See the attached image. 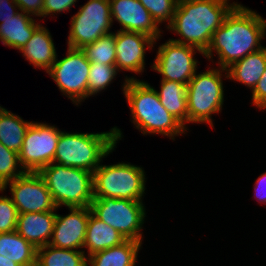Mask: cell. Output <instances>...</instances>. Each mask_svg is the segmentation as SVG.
I'll return each mask as SVG.
<instances>
[{"label": "cell", "mask_w": 266, "mask_h": 266, "mask_svg": "<svg viewBox=\"0 0 266 266\" xmlns=\"http://www.w3.org/2000/svg\"><path fill=\"white\" fill-rule=\"evenodd\" d=\"M265 38L266 18L238 2L213 33L203 57L209 64L212 62L214 65L215 62L218 67L226 69L248 54L264 48L262 41ZM214 56L217 61H214Z\"/></svg>", "instance_id": "6da1fadb"}, {"label": "cell", "mask_w": 266, "mask_h": 266, "mask_svg": "<svg viewBox=\"0 0 266 266\" xmlns=\"http://www.w3.org/2000/svg\"><path fill=\"white\" fill-rule=\"evenodd\" d=\"M124 76L121 88L129 105L130 121L144 136L162 135L176 141L189 132L161 104L155 87L135 76Z\"/></svg>", "instance_id": "7a4b0ae2"}, {"label": "cell", "mask_w": 266, "mask_h": 266, "mask_svg": "<svg viewBox=\"0 0 266 266\" xmlns=\"http://www.w3.org/2000/svg\"><path fill=\"white\" fill-rule=\"evenodd\" d=\"M232 1V0H231ZM230 0H178L172 23L166 28L180 36L171 40L191 45L203 53L212 35L238 2Z\"/></svg>", "instance_id": "3957f363"}, {"label": "cell", "mask_w": 266, "mask_h": 266, "mask_svg": "<svg viewBox=\"0 0 266 266\" xmlns=\"http://www.w3.org/2000/svg\"><path fill=\"white\" fill-rule=\"evenodd\" d=\"M124 137L117 126L104 132H66L62 130L53 162L94 172L115 151Z\"/></svg>", "instance_id": "277c9868"}, {"label": "cell", "mask_w": 266, "mask_h": 266, "mask_svg": "<svg viewBox=\"0 0 266 266\" xmlns=\"http://www.w3.org/2000/svg\"><path fill=\"white\" fill-rule=\"evenodd\" d=\"M210 66L208 65V70L203 72L196 71L187 84L188 125L208 124L214 129L212 115L220 114L223 110L225 101L223 80L224 78L228 80V75L226 69Z\"/></svg>", "instance_id": "5b68a950"}, {"label": "cell", "mask_w": 266, "mask_h": 266, "mask_svg": "<svg viewBox=\"0 0 266 266\" xmlns=\"http://www.w3.org/2000/svg\"><path fill=\"white\" fill-rule=\"evenodd\" d=\"M54 204L61 207H90L93 196V173L58 163H51L38 171Z\"/></svg>", "instance_id": "8992f818"}, {"label": "cell", "mask_w": 266, "mask_h": 266, "mask_svg": "<svg viewBox=\"0 0 266 266\" xmlns=\"http://www.w3.org/2000/svg\"><path fill=\"white\" fill-rule=\"evenodd\" d=\"M144 167L130 162L100 164L93 172L94 198L144 201L147 178Z\"/></svg>", "instance_id": "52a82bcc"}, {"label": "cell", "mask_w": 266, "mask_h": 266, "mask_svg": "<svg viewBox=\"0 0 266 266\" xmlns=\"http://www.w3.org/2000/svg\"><path fill=\"white\" fill-rule=\"evenodd\" d=\"M145 205L143 201L94 198L90 208L98 219L116 229L126 240L144 243Z\"/></svg>", "instance_id": "ba28073f"}, {"label": "cell", "mask_w": 266, "mask_h": 266, "mask_svg": "<svg viewBox=\"0 0 266 266\" xmlns=\"http://www.w3.org/2000/svg\"><path fill=\"white\" fill-rule=\"evenodd\" d=\"M58 56L46 73L56 83L61 94L79 107L82 102L88 100V75L91 63L82 49L68 46L66 55L61 59Z\"/></svg>", "instance_id": "9c48e42d"}, {"label": "cell", "mask_w": 266, "mask_h": 266, "mask_svg": "<svg viewBox=\"0 0 266 266\" xmlns=\"http://www.w3.org/2000/svg\"><path fill=\"white\" fill-rule=\"evenodd\" d=\"M67 46L82 49L112 31L109 0H88L70 18Z\"/></svg>", "instance_id": "30bf717a"}, {"label": "cell", "mask_w": 266, "mask_h": 266, "mask_svg": "<svg viewBox=\"0 0 266 266\" xmlns=\"http://www.w3.org/2000/svg\"><path fill=\"white\" fill-rule=\"evenodd\" d=\"M204 53L197 47L175 42L170 38L158 45L151 63L152 71L161 75L160 80L177 81L187 85L198 71L200 62L195 55Z\"/></svg>", "instance_id": "8fae6325"}, {"label": "cell", "mask_w": 266, "mask_h": 266, "mask_svg": "<svg viewBox=\"0 0 266 266\" xmlns=\"http://www.w3.org/2000/svg\"><path fill=\"white\" fill-rule=\"evenodd\" d=\"M61 129L55 124L33 121L26 131L18 153L25 172H38L53 163Z\"/></svg>", "instance_id": "7c38bea8"}, {"label": "cell", "mask_w": 266, "mask_h": 266, "mask_svg": "<svg viewBox=\"0 0 266 266\" xmlns=\"http://www.w3.org/2000/svg\"><path fill=\"white\" fill-rule=\"evenodd\" d=\"M2 188L5 191L9 188L11 199L19 214L54 211L57 208L38 172H25Z\"/></svg>", "instance_id": "4fadbf2b"}, {"label": "cell", "mask_w": 266, "mask_h": 266, "mask_svg": "<svg viewBox=\"0 0 266 266\" xmlns=\"http://www.w3.org/2000/svg\"><path fill=\"white\" fill-rule=\"evenodd\" d=\"M158 42L152 37L133 31L115 30L116 61L119 72L143 75L147 50L153 51Z\"/></svg>", "instance_id": "5bb4252c"}, {"label": "cell", "mask_w": 266, "mask_h": 266, "mask_svg": "<svg viewBox=\"0 0 266 266\" xmlns=\"http://www.w3.org/2000/svg\"><path fill=\"white\" fill-rule=\"evenodd\" d=\"M112 23H119V31H133L146 34L159 41L164 33L162 27L139 0H109Z\"/></svg>", "instance_id": "9a60e30c"}, {"label": "cell", "mask_w": 266, "mask_h": 266, "mask_svg": "<svg viewBox=\"0 0 266 266\" xmlns=\"http://www.w3.org/2000/svg\"><path fill=\"white\" fill-rule=\"evenodd\" d=\"M68 214H56L49 245L61 249L83 251L90 207L67 208Z\"/></svg>", "instance_id": "2e32d148"}, {"label": "cell", "mask_w": 266, "mask_h": 266, "mask_svg": "<svg viewBox=\"0 0 266 266\" xmlns=\"http://www.w3.org/2000/svg\"><path fill=\"white\" fill-rule=\"evenodd\" d=\"M58 208L54 211L18 215L16 232L36 249L49 244Z\"/></svg>", "instance_id": "e0dca14e"}, {"label": "cell", "mask_w": 266, "mask_h": 266, "mask_svg": "<svg viewBox=\"0 0 266 266\" xmlns=\"http://www.w3.org/2000/svg\"><path fill=\"white\" fill-rule=\"evenodd\" d=\"M51 32L44 26V23L40 24L32 34L29 41L24 47L18 51L21 55L28 60L29 64L34 69L44 70L47 72L54 64L57 58V47L52 39Z\"/></svg>", "instance_id": "ac0fdd59"}, {"label": "cell", "mask_w": 266, "mask_h": 266, "mask_svg": "<svg viewBox=\"0 0 266 266\" xmlns=\"http://www.w3.org/2000/svg\"><path fill=\"white\" fill-rule=\"evenodd\" d=\"M40 22V18L36 20L33 16L20 11L13 18L0 23V42L5 47L20 51L41 24Z\"/></svg>", "instance_id": "d6986e66"}, {"label": "cell", "mask_w": 266, "mask_h": 266, "mask_svg": "<svg viewBox=\"0 0 266 266\" xmlns=\"http://www.w3.org/2000/svg\"><path fill=\"white\" fill-rule=\"evenodd\" d=\"M266 68V47L248 54L226 68L228 80L245 85L250 92L257 85Z\"/></svg>", "instance_id": "ffe728a7"}, {"label": "cell", "mask_w": 266, "mask_h": 266, "mask_svg": "<svg viewBox=\"0 0 266 266\" xmlns=\"http://www.w3.org/2000/svg\"><path fill=\"white\" fill-rule=\"evenodd\" d=\"M125 241L126 239L116 229L98 219L92 212L90 213L83 246L87 257L118 246Z\"/></svg>", "instance_id": "44dd1931"}, {"label": "cell", "mask_w": 266, "mask_h": 266, "mask_svg": "<svg viewBox=\"0 0 266 266\" xmlns=\"http://www.w3.org/2000/svg\"><path fill=\"white\" fill-rule=\"evenodd\" d=\"M143 243L126 240L88 257V266H136Z\"/></svg>", "instance_id": "7402d4cb"}, {"label": "cell", "mask_w": 266, "mask_h": 266, "mask_svg": "<svg viewBox=\"0 0 266 266\" xmlns=\"http://www.w3.org/2000/svg\"><path fill=\"white\" fill-rule=\"evenodd\" d=\"M162 106L188 131L187 85L177 81L160 80L157 90Z\"/></svg>", "instance_id": "603a6c76"}, {"label": "cell", "mask_w": 266, "mask_h": 266, "mask_svg": "<svg viewBox=\"0 0 266 266\" xmlns=\"http://www.w3.org/2000/svg\"><path fill=\"white\" fill-rule=\"evenodd\" d=\"M0 255L19 266H36L37 249L16 231L0 233Z\"/></svg>", "instance_id": "cb8c5ba5"}, {"label": "cell", "mask_w": 266, "mask_h": 266, "mask_svg": "<svg viewBox=\"0 0 266 266\" xmlns=\"http://www.w3.org/2000/svg\"><path fill=\"white\" fill-rule=\"evenodd\" d=\"M33 121L24 120L11 110L0 106V143L17 153L20 152L26 131Z\"/></svg>", "instance_id": "d4e9b609"}, {"label": "cell", "mask_w": 266, "mask_h": 266, "mask_svg": "<svg viewBox=\"0 0 266 266\" xmlns=\"http://www.w3.org/2000/svg\"><path fill=\"white\" fill-rule=\"evenodd\" d=\"M36 266H88L84 251L61 249L51 245L37 248Z\"/></svg>", "instance_id": "484cf974"}, {"label": "cell", "mask_w": 266, "mask_h": 266, "mask_svg": "<svg viewBox=\"0 0 266 266\" xmlns=\"http://www.w3.org/2000/svg\"><path fill=\"white\" fill-rule=\"evenodd\" d=\"M82 50L85 52L87 60L90 63L115 65V31L100 37L92 44L86 45Z\"/></svg>", "instance_id": "4316f807"}, {"label": "cell", "mask_w": 266, "mask_h": 266, "mask_svg": "<svg viewBox=\"0 0 266 266\" xmlns=\"http://www.w3.org/2000/svg\"><path fill=\"white\" fill-rule=\"evenodd\" d=\"M115 65L91 63L88 75V99L103 93L120 75Z\"/></svg>", "instance_id": "83f0119b"}, {"label": "cell", "mask_w": 266, "mask_h": 266, "mask_svg": "<svg viewBox=\"0 0 266 266\" xmlns=\"http://www.w3.org/2000/svg\"><path fill=\"white\" fill-rule=\"evenodd\" d=\"M24 173L18 153L0 143V188Z\"/></svg>", "instance_id": "f1b7e54d"}, {"label": "cell", "mask_w": 266, "mask_h": 266, "mask_svg": "<svg viewBox=\"0 0 266 266\" xmlns=\"http://www.w3.org/2000/svg\"><path fill=\"white\" fill-rule=\"evenodd\" d=\"M155 22L165 29L172 23L178 0H139Z\"/></svg>", "instance_id": "f546056e"}, {"label": "cell", "mask_w": 266, "mask_h": 266, "mask_svg": "<svg viewBox=\"0 0 266 266\" xmlns=\"http://www.w3.org/2000/svg\"><path fill=\"white\" fill-rule=\"evenodd\" d=\"M5 190L0 188V233L16 231L18 210L10 196L4 195Z\"/></svg>", "instance_id": "4dcf8cb0"}, {"label": "cell", "mask_w": 266, "mask_h": 266, "mask_svg": "<svg viewBox=\"0 0 266 266\" xmlns=\"http://www.w3.org/2000/svg\"><path fill=\"white\" fill-rule=\"evenodd\" d=\"M79 0H44L43 3V18L57 17V14H64V12L70 13L72 7ZM53 16V17H52Z\"/></svg>", "instance_id": "1f68e13d"}, {"label": "cell", "mask_w": 266, "mask_h": 266, "mask_svg": "<svg viewBox=\"0 0 266 266\" xmlns=\"http://www.w3.org/2000/svg\"><path fill=\"white\" fill-rule=\"evenodd\" d=\"M251 93V105L264 112L266 110V68Z\"/></svg>", "instance_id": "d6a6232c"}, {"label": "cell", "mask_w": 266, "mask_h": 266, "mask_svg": "<svg viewBox=\"0 0 266 266\" xmlns=\"http://www.w3.org/2000/svg\"><path fill=\"white\" fill-rule=\"evenodd\" d=\"M19 10L33 17H40L43 20V3L44 0H14Z\"/></svg>", "instance_id": "836d02e7"}, {"label": "cell", "mask_w": 266, "mask_h": 266, "mask_svg": "<svg viewBox=\"0 0 266 266\" xmlns=\"http://www.w3.org/2000/svg\"><path fill=\"white\" fill-rule=\"evenodd\" d=\"M19 11L14 0H0V23H4L8 18H13Z\"/></svg>", "instance_id": "e575fe53"}, {"label": "cell", "mask_w": 266, "mask_h": 266, "mask_svg": "<svg viewBox=\"0 0 266 266\" xmlns=\"http://www.w3.org/2000/svg\"><path fill=\"white\" fill-rule=\"evenodd\" d=\"M254 198L261 205L262 203L266 204V172H263L258 176L254 185Z\"/></svg>", "instance_id": "d590c367"}, {"label": "cell", "mask_w": 266, "mask_h": 266, "mask_svg": "<svg viewBox=\"0 0 266 266\" xmlns=\"http://www.w3.org/2000/svg\"><path fill=\"white\" fill-rule=\"evenodd\" d=\"M0 266H19L17 263L12 260L7 259L0 255Z\"/></svg>", "instance_id": "8d00e7d4"}]
</instances>
